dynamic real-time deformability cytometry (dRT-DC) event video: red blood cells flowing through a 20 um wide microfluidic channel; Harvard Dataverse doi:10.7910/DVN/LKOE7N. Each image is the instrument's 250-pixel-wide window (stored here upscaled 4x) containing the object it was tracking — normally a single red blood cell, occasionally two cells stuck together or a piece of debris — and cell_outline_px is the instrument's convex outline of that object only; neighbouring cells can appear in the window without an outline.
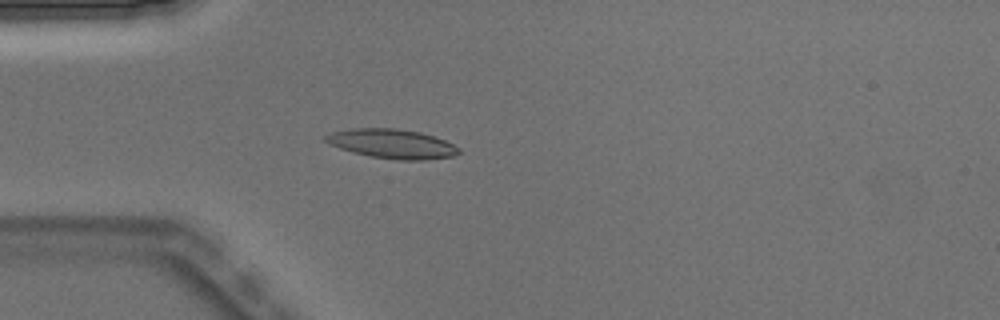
{"species": "Egyptian fruit bat (a non-hibernating species)", "species_latin": "Rousettus aegyptiacus", "temperature_condition": "warm", "stored_images_in_passage": 3, "camera_frame_rate_fps": 3000, "um_per_image_px": 0.085, "animal": {"sex": "male"}, "frame": {"image": 1, "passage_image": 3, "time_ms": 0.667, "image_size_px": [1000, 320], "cell_outline_px": [[460, 152], [452, 156], [424, 160], [396, 160], [368, 156], [352, 152], [328, 144], [324, 140], [324, 136], [332, 132], [352, 128], [396, 128], [420, 132], [444, 140], [460, 148]], "centroid_in_image_um": [33.29, 12.22], "position_along_channel_um": 51.7, "area_um2": 22.77}}